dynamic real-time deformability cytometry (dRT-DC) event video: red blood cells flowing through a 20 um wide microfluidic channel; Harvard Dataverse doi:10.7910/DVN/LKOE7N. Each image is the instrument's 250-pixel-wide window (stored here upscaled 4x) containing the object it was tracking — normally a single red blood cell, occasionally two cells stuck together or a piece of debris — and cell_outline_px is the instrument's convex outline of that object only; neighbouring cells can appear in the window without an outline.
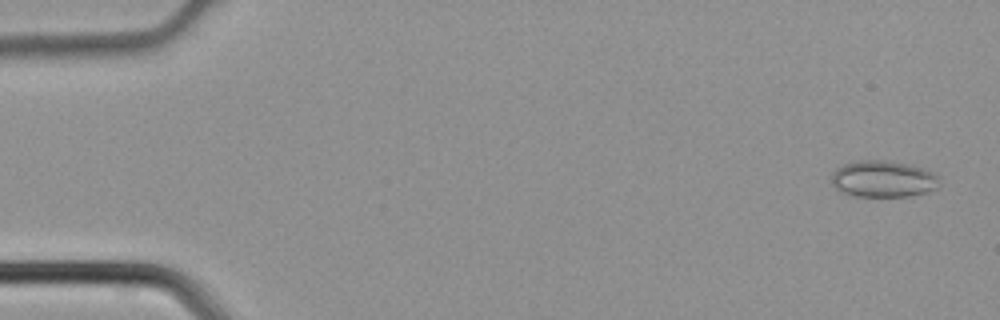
{"species": "common noctule bat (a hibernating species)", "species_latin": "Nyctalus noctula", "temperature_condition": "cold", "stored_images_in_passage": 43, "camera_frame_rate_fps": 3000, "um_per_image_px": 0.085, "animal": {"sex": "male", "body_mass_g": 21.5, "forearm_length_mm": 52.0}, "frame": {"image": 1, "passage_image": 1, "time_ms": 0.0, "image_size_px": [1000, 320], "cell_outline_px": [[940, 184], [936, 188], [912, 196], [852, 196], [840, 192], [832, 184], [832, 172], [836, 168], [844, 164], [860, 160], [884, 160], [904, 164], [936, 172], [940, 180]], "centroid_in_image_um": [75.05, 15.22], "position_along_channel_um": 9.9, "area_um2": 23.0}}
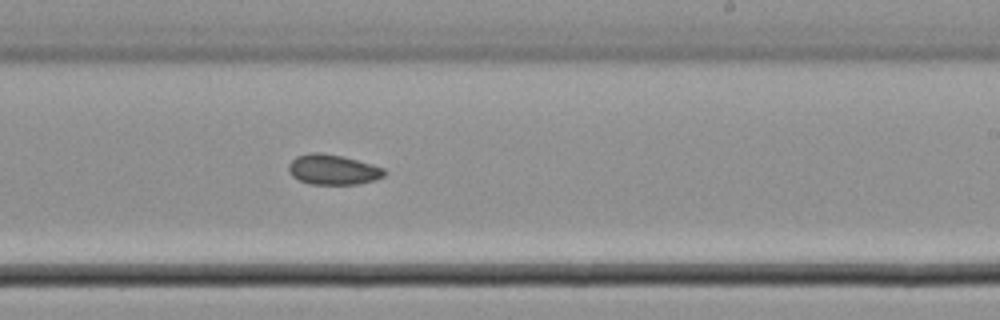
{"frame": {"image": 2, "passage_image": 26, "time_ms": 8.333, "image_size_px": [1000, 320], "cell_outline_px": [[388, 172], [384, 176], [376, 180], [356, 184], [308, 184], [292, 176], [288, 172], [288, 164], [296, 156], [308, 152], [320, 152], [340, 156], [372, 164], [384, 168]], "centroid_in_image_um": [28.29, 14.42], "position_along_channel_um": 260.7, "area_um2": 16.94}}
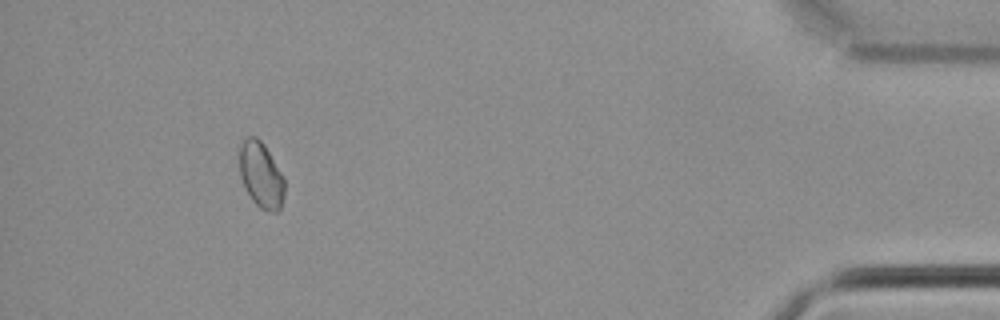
{"frame": {"image": 3, "passage_image": 40, "time_ms": 13.0, "image_size_px": [1000, 320], "cell_outline_px": [[284, 196], [280, 208], [276, 212], [272, 212], [260, 208], [252, 200], [240, 176], [240, 144], [248, 136], [256, 136], [264, 144], [284, 176]], "centroid_in_image_um": [22.2, 14.86], "position_along_channel_um": 413.0, "area_um2": 17.17}}